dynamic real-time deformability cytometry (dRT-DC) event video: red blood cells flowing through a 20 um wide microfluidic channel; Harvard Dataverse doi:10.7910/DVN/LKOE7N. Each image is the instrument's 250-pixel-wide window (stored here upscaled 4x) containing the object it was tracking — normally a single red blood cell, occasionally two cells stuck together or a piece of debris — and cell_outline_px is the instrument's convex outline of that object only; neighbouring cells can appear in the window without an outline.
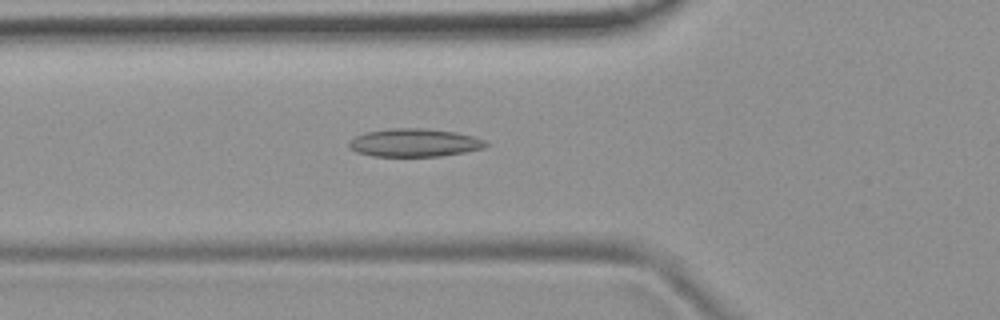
{"species": "common noctule bat (a hibernating species)", "species_latin": "Nyctalus noctula", "temperature_condition": "room temperature", "stored_images_in_passage": 52, "camera_frame_rate_fps": 3000, "um_per_image_px": 0.085, "animal": {"sex": "female", "body_mass_g": 19.9}, "frame": {"image": 1, "passage_image": 18, "time_ms": 5.667, "image_size_px": [1000, 320], "cell_outline_px": [[488, 144], [484, 148], [464, 152], [440, 156], [372, 156], [356, 152], [348, 148], [348, 144], [356, 136], [364, 132], [392, 128], [424, 128], [456, 132], [472, 136], [484, 140]], "centroid_in_image_um": [35.2, 12.13], "position_along_channel_um": 90.6, "area_um2": 22.37}}
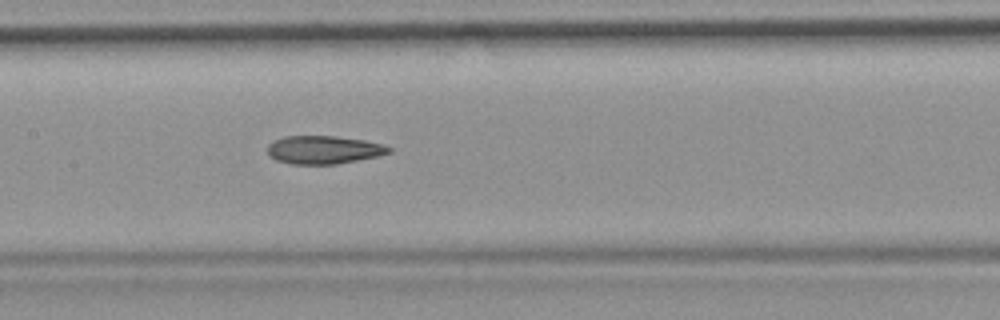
{"frame": {"image": 2, "passage_image": 25, "time_ms": 8.0, "image_size_px": [1000, 320], "cell_outline_px": [[392, 152], [380, 156], [336, 164], [292, 164], [276, 160], [268, 156], [268, 144], [272, 140], [284, 136], [336, 136], [364, 140], [384, 144], [392, 148]], "centroid_in_image_um": [27.52, 12.73], "position_along_channel_um": 179.9, "area_um2": 20.17}}
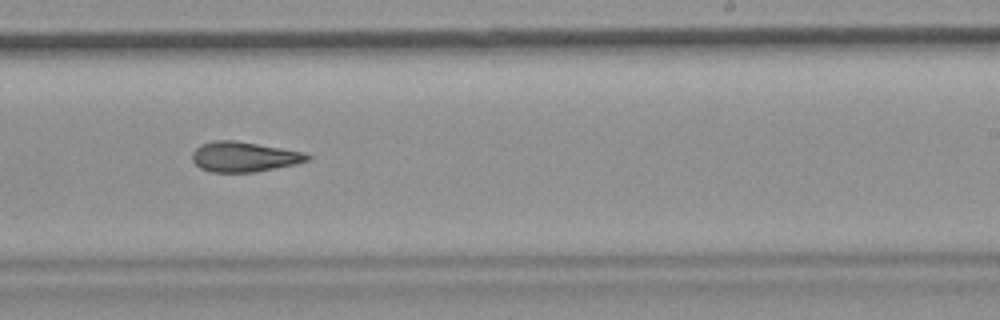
{"frame": {"image": 3, "passage_image": 32, "time_ms": 10.333, "image_size_px": [1000, 320], "cell_outline_px": [[312, 156], [308, 160], [292, 164], [256, 172], [212, 172], [200, 168], [192, 160], [192, 152], [200, 144], [212, 140], [236, 140], [304, 152]], "centroid_in_image_um": [20.69, 13.31], "position_along_channel_um": 268.3, "area_um2": 20.11}, "authors_computed_cell_mechanics": {"area_um2": 20.8658, "velocity_mm_per_s": 3.8023, "shape_relaxation_time_tau1_ms": null, "shape_relaxation_time_tau2_ms": 5.1842, "deformation_change_tau1": null, "deformation_change_tau2": 0.1445}}